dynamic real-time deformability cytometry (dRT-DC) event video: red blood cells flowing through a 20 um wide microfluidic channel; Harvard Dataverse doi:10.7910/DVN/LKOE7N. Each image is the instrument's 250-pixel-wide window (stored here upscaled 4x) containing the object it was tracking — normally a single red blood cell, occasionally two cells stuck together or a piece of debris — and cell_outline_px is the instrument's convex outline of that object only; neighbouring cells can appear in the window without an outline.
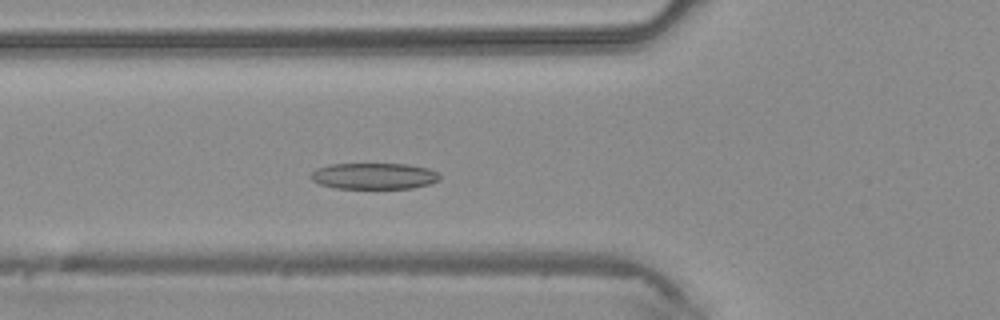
{"species": "common noctule bat (a hibernating species)", "species_latin": "Nyctalus noctula", "temperature_condition": "warm", "stored_images_in_passage": 42, "camera_frame_rate_fps": 3000, "um_per_image_px": 0.085, "animal": {"sex": "male", "body_mass_g": 20.4}, "frame": {"image": 1, "passage_image": 14, "time_ms": 4.333, "image_size_px": [1000, 320], "cell_outline_px": [[440, 180], [428, 184], [412, 188], [336, 188], [320, 184], [312, 180], [308, 176], [316, 168], [328, 164], [408, 164], [428, 168], [440, 172]], "centroid_in_image_um": [31.79, 14.95], "position_along_channel_um": 94.0, "area_um2": 19.83}}
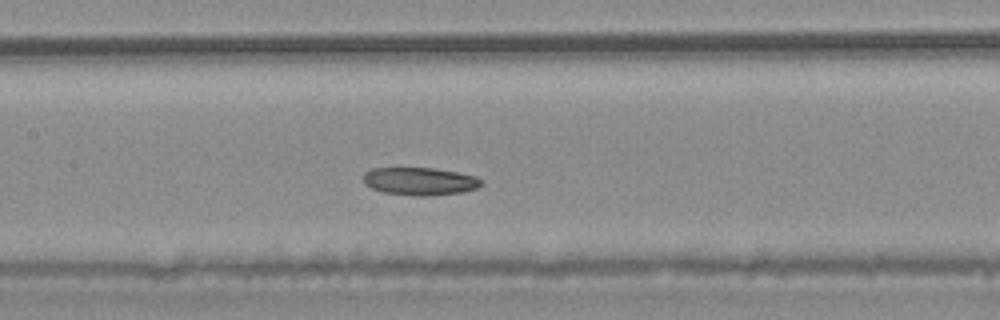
{"frame": {"image": 2, "passage_image": 19, "time_ms": 6.0, "image_size_px": [1000, 320], "cell_outline_px": [[484, 184], [476, 188], [460, 192], [428, 196], [416, 196], [384, 192], [372, 188], [364, 184], [364, 172], [372, 168], [432, 168], [456, 172], [476, 176], [484, 180]], "centroid_in_image_um": [35.7, 15.4], "position_along_channel_um": 171.7, "area_um2": 19.07}}
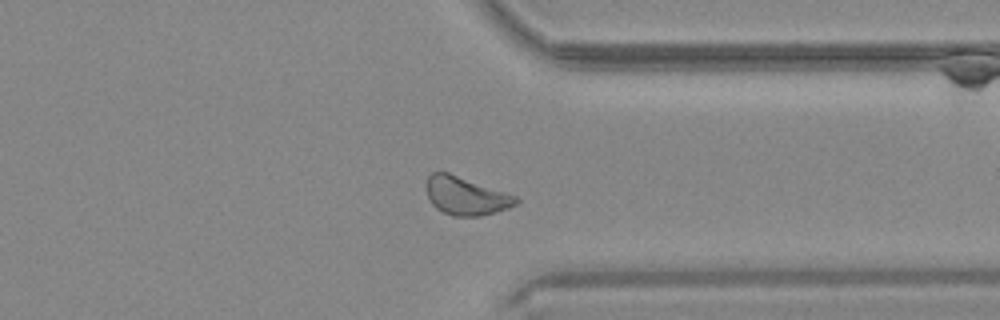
{"frame": {"image": 3, "passage_image": 32, "time_ms": 10.333, "image_size_px": [1000, 320], "cell_outline_px": [[520, 200], [516, 204], [508, 208], [496, 212], [480, 216], [452, 216], [436, 208], [432, 204], [428, 196], [428, 176], [432, 172], [448, 172], [516, 196]], "centroid_in_image_um": [39.61, 16.66], "position_along_channel_um": 371.8, "area_um2": 19.59}}